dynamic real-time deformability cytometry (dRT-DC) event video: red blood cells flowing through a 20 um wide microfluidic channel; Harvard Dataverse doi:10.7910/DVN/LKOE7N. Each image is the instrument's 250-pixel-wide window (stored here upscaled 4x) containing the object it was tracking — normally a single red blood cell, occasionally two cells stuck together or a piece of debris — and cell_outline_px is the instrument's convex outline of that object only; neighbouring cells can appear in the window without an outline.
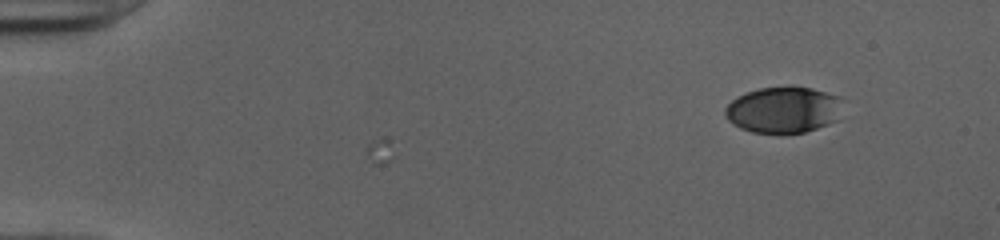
{"species": "human", "species_latin": "Homo sapiens", "temperature_condition": "cold", "stored_images_in_passage": 7, "camera_frame_rate_fps": 3000, "um_per_image_px": 0.085, "donor": {"sex": "female"}, "frame": {"image": 1, "passage_image": 7, "time_ms": 2.0, "image_size_px": [1000, 240], "cell_outline_px": [[840, 96], [836, 120], [828, 124], [804, 132], [780, 136], [752, 132], [740, 128], [732, 124], [724, 116], [724, 108], [732, 100], [748, 92], [760, 88], [812, 88]], "centroid_in_image_um": [66.52, 9.39], "position_along_channel_um": 18.5, "area_um2": 31.62}}